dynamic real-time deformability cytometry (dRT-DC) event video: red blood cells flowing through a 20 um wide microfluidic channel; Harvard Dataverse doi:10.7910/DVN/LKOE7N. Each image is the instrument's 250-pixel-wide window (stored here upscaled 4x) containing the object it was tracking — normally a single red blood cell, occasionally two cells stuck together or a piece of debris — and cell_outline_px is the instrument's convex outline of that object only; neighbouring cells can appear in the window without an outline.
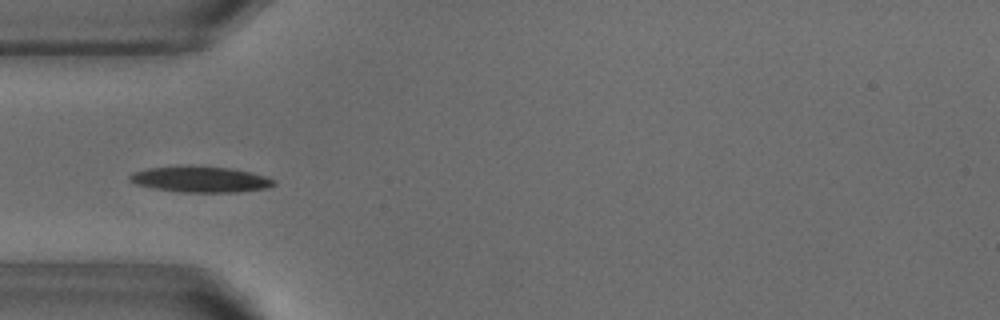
{"species": "common noctule bat (a hibernating species)", "species_latin": "Nyctalus noctula", "temperature_condition": "warm", "stored_images_in_passage": 52, "camera_frame_rate_fps": 3000, "um_per_image_px": 0.085, "animal": {"sex": "male", "body_mass_g": 18.8}, "frame": {"image": 1, "passage_image": 16, "time_ms": 5.0, "image_size_px": [1000, 320], "cell_outline_px": [[276, 184], [268, 188], [236, 192], [180, 192], [152, 188], [136, 184], [128, 180], [128, 176], [132, 172], [148, 168], [232, 168], [264, 176], [276, 180]], "centroid_in_image_um": [17.04, 15.28], "position_along_channel_um": 68.0, "area_um2": 20.98}}
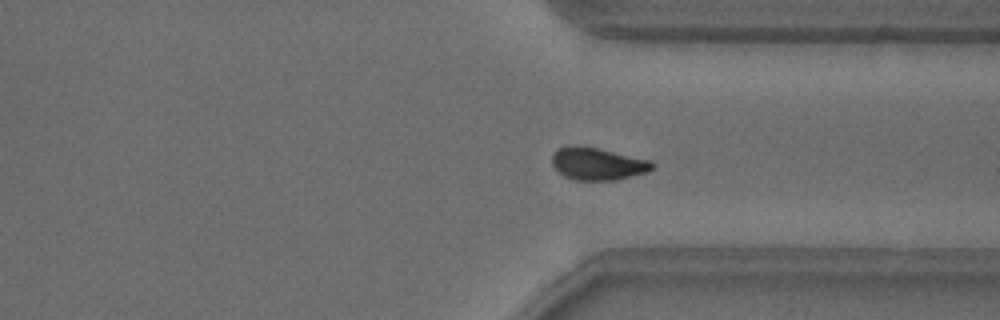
{"frame": {"image": 2, "passage_image": 39, "time_ms": 12.667, "image_size_px": [1000, 320], "cell_outline_px": [[656, 164], [648, 172], [616, 180], [572, 180], [564, 176], [552, 164], [552, 156], [556, 148], [568, 144], [596, 148], [652, 160]], "centroid_in_image_um": [50.79, 13.92], "position_along_channel_um": 360.6, "area_um2": 19.07}}
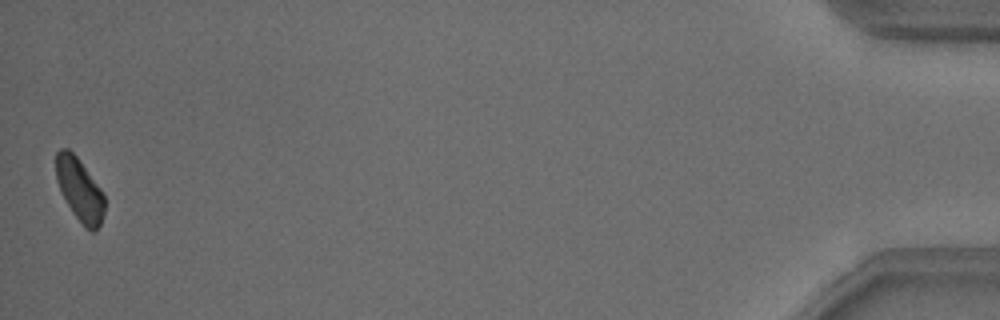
{"frame": {"image": 3, "passage_image": 52, "time_ms": 17.0, "image_size_px": [1000, 320], "cell_outline_px": [[104, 212], [100, 224], [92, 232], [72, 212], [56, 180], [56, 152], [60, 148], [68, 148], [76, 156], [104, 192]], "centroid_in_image_um": [6.77, 16.07], "position_along_channel_um": 428.4, "area_um2": 17.34}, "authors_computed_cell_mechanics": {"area_um2": 19.363, "velocity_mm_per_s": 3.8057, "shape_relaxation_time_tau1_ms": 3.1746, "shape_relaxation_time_tau2_ms": 7.2185, "deformation_change_tau1": 0.1502, "deformation_change_tau2": 0.0986}}